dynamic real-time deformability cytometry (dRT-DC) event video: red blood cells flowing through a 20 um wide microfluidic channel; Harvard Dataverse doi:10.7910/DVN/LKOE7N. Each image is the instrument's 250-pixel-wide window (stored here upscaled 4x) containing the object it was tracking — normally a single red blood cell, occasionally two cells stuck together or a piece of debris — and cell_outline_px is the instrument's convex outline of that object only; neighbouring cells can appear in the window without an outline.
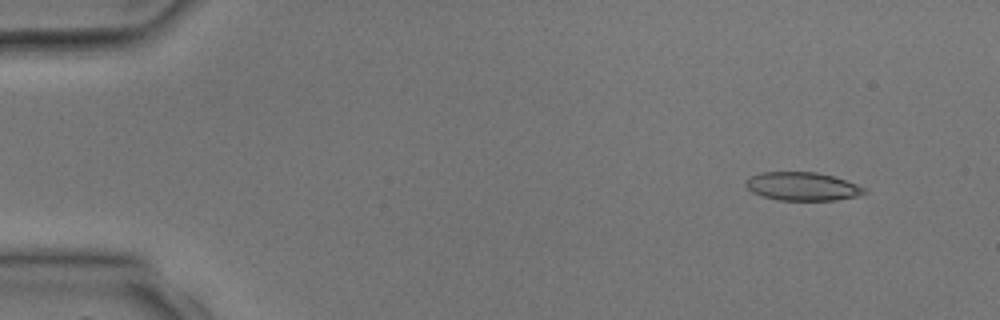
{"species": "common noctule bat (a hibernating species)", "species_latin": "Nyctalus noctula", "temperature_condition": "room temperature", "stored_images_in_passage": 3, "camera_frame_rate_fps": 3000, "um_per_image_px": 0.085, "animal": {"sex": "male", "body_mass_g": 17.9, "forearm_length_mm": 54.2}, "frame": {"image": 1, "passage_image": 1, "time_ms": 0.0, "image_size_px": [1000, 320], "cell_outline_px": [[868, 192], [860, 196], [836, 200], [780, 200], [764, 196], [752, 192], [744, 184], [752, 176], [760, 172], [816, 172], [832, 176], [868, 188]], "centroid_in_image_um": [68.26, 15.85], "position_along_channel_um": 16.7, "area_um2": 19.54}}
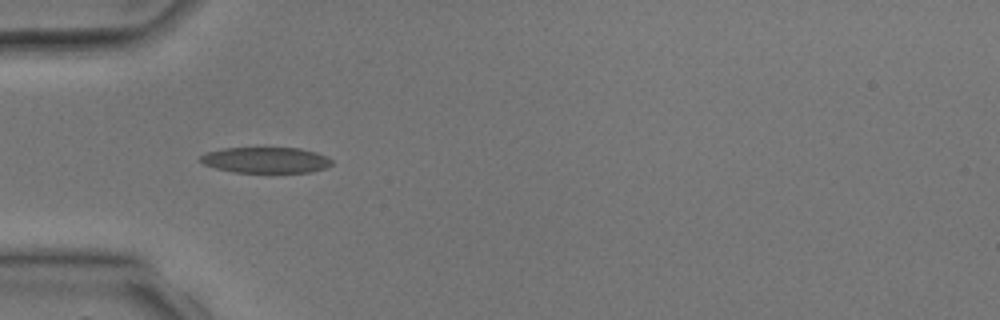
{"frame": {"image": 2, "passage_image": 3, "time_ms": 3.0, "image_size_px": [1000, 320], "cell_outline_px": [[332, 164], [324, 168], [308, 172], [232, 172], [216, 168], [204, 164], [200, 160], [200, 156], [204, 152], [220, 148], [300, 148], [316, 152], [328, 156], [332, 160]], "centroid_in_image_um": [22.57, 13.59], "position_along_channel_um": 62.4, "area_um2": 19.83}}